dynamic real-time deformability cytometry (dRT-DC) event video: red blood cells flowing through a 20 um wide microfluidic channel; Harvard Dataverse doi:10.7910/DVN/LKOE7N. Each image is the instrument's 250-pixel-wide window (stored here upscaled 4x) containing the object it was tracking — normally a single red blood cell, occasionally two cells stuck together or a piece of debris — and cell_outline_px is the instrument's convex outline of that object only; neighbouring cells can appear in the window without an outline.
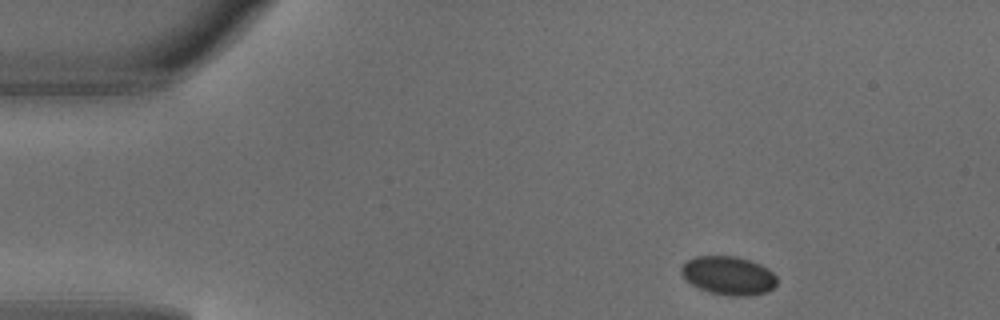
{"species": "common noctule bat (a hibernating species)", "species_latin": "Nyctalus noctula", "temperature_condition": "warm", "stored_images_in_passage": 2, "camera_frame_rate_fps": 3000, "um_per_image_px": 0.085, "animal": {"sex": "male", "body_mass_g": 18.8}, "frame": {"image": 1, "passage_image": 1, "time_ms": 0.0, "image_size_px": [1000, 320], "cell_outline_px": [[776, 284], [768, 292], [748, 296], [728, 296], [708, 292], [692, 284], [680, 272], [680, 268], [688, 260], [696, 256], [736, 256], [760, 264], [768, 268], [776, 276]], "centroid_in_image_um": [61.93, 23.43], "position_along_channel_um": 23.1, "area_um2": 21.44}}